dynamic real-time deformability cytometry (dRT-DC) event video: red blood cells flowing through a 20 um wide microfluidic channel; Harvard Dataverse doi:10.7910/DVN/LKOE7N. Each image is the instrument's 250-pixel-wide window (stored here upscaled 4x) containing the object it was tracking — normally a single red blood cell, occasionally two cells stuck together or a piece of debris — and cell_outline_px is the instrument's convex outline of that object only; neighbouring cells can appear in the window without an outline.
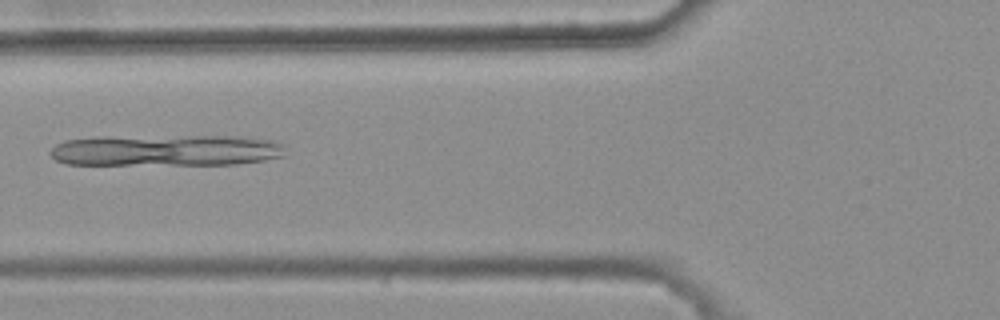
{"species": "common noctule bat (a hibernating species)", "species_latin": "Nyctalus noctula", "temperature_condition": "warm", "stored_images_in_passage": 6, "camera_frame_rate_fps": 3000, "um_per_image_px": 0.085, "animal": {"sex": "female", "body_mass_g": 25.1}, "frame": {"image": 1, "passage_image": 6, "time_ms": 1.667, "image_size_px": [1000, 320], "cell_outline_px": [[288, 156], [264, 160], [236, 164], [64, 164], [56, 160], [48, 152], [56, 144], [64, 140], [96, 136], [240, 136], [272, 140], [284, 144]], "centroid_in_image_um": [14.15, 12.76], "position_along_channel_um": 111.7, "area_um2": 43.64}}